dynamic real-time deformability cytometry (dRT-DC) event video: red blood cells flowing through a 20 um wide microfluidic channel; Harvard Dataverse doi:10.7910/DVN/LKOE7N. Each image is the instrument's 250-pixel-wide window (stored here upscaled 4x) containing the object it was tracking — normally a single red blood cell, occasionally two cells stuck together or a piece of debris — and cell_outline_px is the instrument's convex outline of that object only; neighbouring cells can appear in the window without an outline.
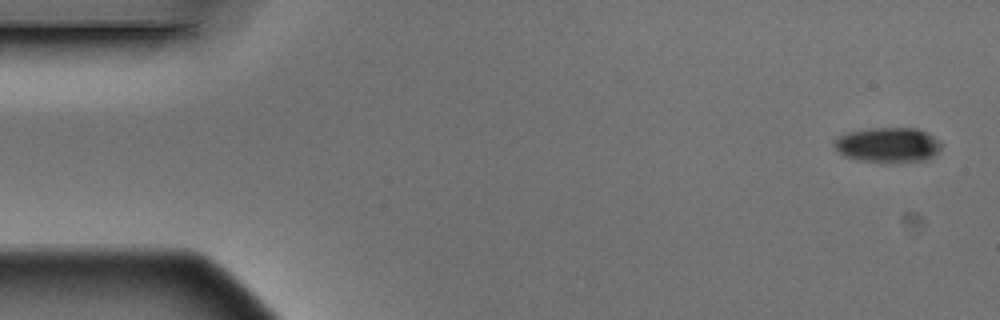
{"species": "Egyptian fruit bat (a non-hibernating species)", "species_latin": "Rousettus aegyptiacus", "temperature_condition": "warm", "stored_images_in_passage": 5, "camera_frame_rate_fps": 3000, "um_per_image_px": 0.085, "animal": {"sex": "male"}, "frame": {"image": 1, "passage_image": 1, "time_ms": 0.0, "image_size_px": [1000, 320], "cell_outline_px": [[940, 148], [928, 160], [860, 160], [844, 156], [832, 144], [840, 136], [848, 132], [868, 128], [916, 128], [940, 140]], "centroid_in_image_um": [75.46, 12.28], "position_along_channel_um": 9.5, "area_um2": 20.98}}
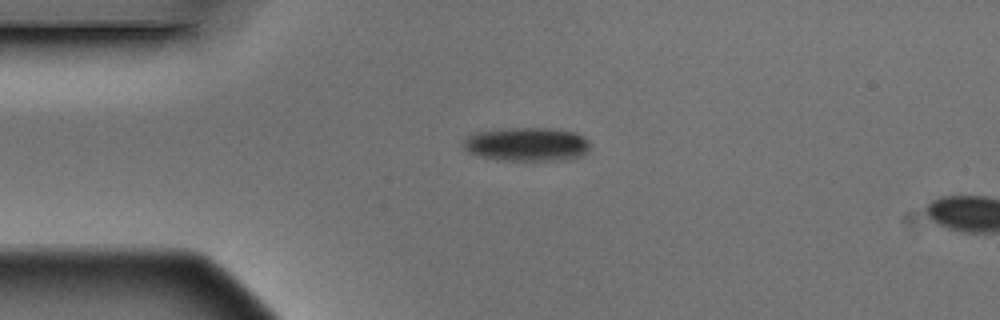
{"frame": {"image": 2, "passage_image": 4, "time_ms": 1.0, "image_size_px": [1000, 320], "cell_outline_px": [[588, 152], [584, 156], [564, 160], [496, 160], [480, 156], [468, 152], [464, 148], [464, 140], [468, 136], [476, 132], [504, 128], [548, 128], [576, 132], [584, 136], [588, 140]], "centroid_in_image_um": [44.81, 12.27], "position_along_channel_um": 40.2, "area_um2": 25.09}}